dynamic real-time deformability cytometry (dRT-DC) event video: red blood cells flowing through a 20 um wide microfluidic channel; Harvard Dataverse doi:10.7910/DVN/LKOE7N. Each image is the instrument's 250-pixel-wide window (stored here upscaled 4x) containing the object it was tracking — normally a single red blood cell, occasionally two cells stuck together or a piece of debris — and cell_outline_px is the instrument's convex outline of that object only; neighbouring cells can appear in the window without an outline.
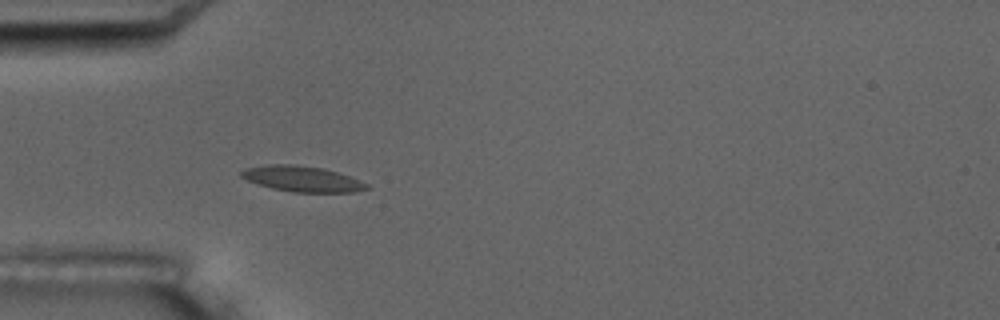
{"species": "common noctule bat (a hibernating species)", "species_latin": "Nyctalus noctula", "temperature_condition": "room temperature", "stored_images_in_passage": 5, "camera_frame_rate_fps": 3000, "um_per_image_px": 0.085, "animal": {"sex": "male", "body_mass_g": 17.5, "forearm_length_mm": 52.3}, "frame": {"image": 1, "passage_image": 5, "time_ms": 4.667, "image_size_px": [1000, 320], "cell_outline_px": [[372, 188], [352, 192], [292, 192], [272, 188], [256, 184], [240, 176], [240, 172], [248, 168], [268, 164], [288, 164], [324, 168], [348, 176], [368, 184]], "centroid_in_image_um": [25.68, 15.21], "position_along_channel_um": 59.3, "area_um2": 18.55}}